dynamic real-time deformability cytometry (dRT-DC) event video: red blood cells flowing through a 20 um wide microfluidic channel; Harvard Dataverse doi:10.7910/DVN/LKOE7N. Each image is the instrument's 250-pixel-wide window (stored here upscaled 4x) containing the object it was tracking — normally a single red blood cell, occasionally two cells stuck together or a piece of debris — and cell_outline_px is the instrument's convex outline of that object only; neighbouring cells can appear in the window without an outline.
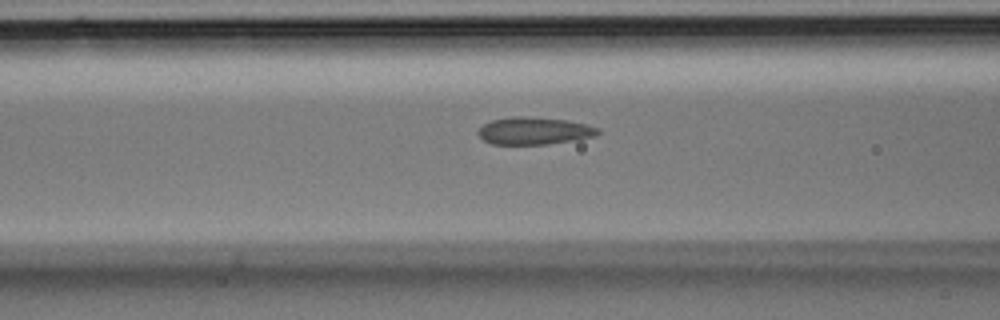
{"species": "Egyptian fruit bat (a non-hibernating species)", "species_latin": "Rousettus aegyptiacus", "temperature_condition": "room temperature", "stored_images_in_passage": 20, "camera_frame_rate_fps": 3000, "um_per_image_px": 0.085, "animal": {"sex": "male"}, "frame": {"image": 1, "passage_image": 4, "time_ms": 1.0, "image_size_px": [1000, 320], "cell_outline_px": [[600, 132], [596, 136], [548, 144], [492, 144], [484, 140], [476, 132], [484, 124], [492, 120], [512, 116], [520, 116], [568, 120], [600, 128]], "centroid_in_image_um": [45.4, 11.12], "position_along_channel_um": 121.2, "area_um2": 18.96}}
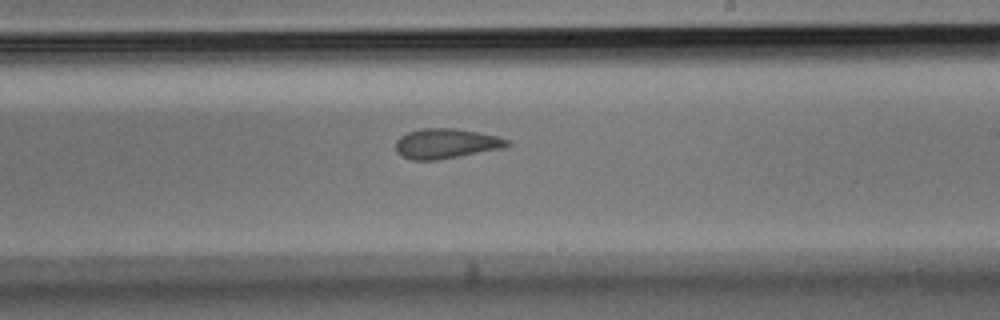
{"frame": {"image": 2, "passage_image": 11, "time_ms": 3.333, "image_size_px": [1000, 320], "cell_outline_px": [[512, 144], [500, 148], [436, 160], [412, 160], [396, 152], [396, 140], [400, 136], [408, 132], [420, 128], [456, 128], [500, 136], [508, 140]], "centroid_in_image_um": [37.89, 12.18], "position_along_channel_um": 251.1, "area_um2": 19.31}}
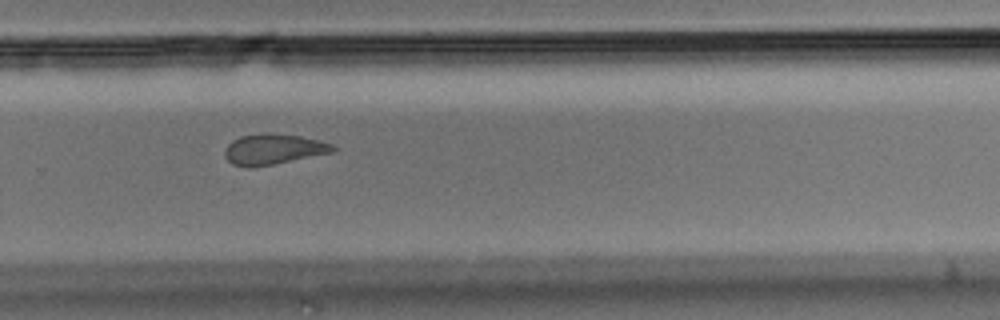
{"frame": {"image": 3, "passage_image": 14, "time_ms": 4.333, "image_size_px": [1000, 320], "cell_outline_px": [[336, 152], [252, 168], [248, 168], [232, 164], [224, 156], [224, 148], [232, 140], [240, 136], [260, 132], [268, 132], [300, 136], [320, 140], [332, 144], [336, 148]], "centroid_in_image_um": [23.22, 12.68], "position_along_channel_um": 306.6, "area_um2": 19.65}}